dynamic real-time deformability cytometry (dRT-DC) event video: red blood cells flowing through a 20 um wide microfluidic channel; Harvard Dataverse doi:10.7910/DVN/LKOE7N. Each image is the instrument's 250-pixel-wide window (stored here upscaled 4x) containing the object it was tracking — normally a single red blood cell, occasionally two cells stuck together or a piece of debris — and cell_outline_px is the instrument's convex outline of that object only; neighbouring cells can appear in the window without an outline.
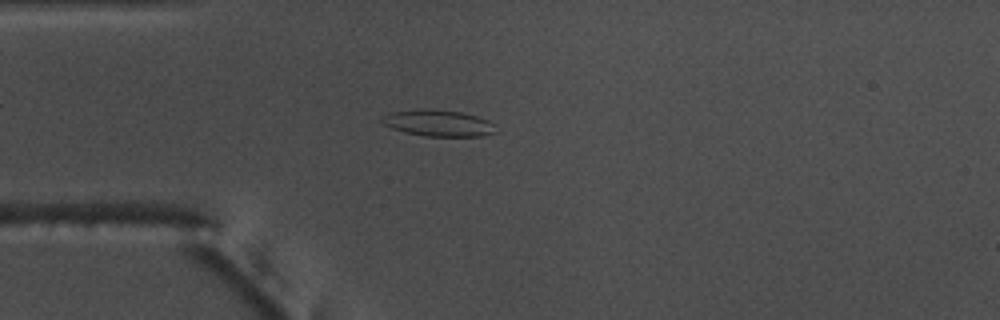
{"species": "common noctule bat (a hibernating species)", "species_latin": "Nyctalus noctula", "temperature_condition": "warm", "stored_images_in_passage": 54, "camera_frame_rate_fps": 3000, "um_per_image_px": 0.085, "animal": {"sex": "male", "body_mass_g": 17.5, "forearm_length_mm": 52.3}, "frame": {"image": 1, "passage_image": 14, "time_ms": 4.333, "image_size_px": [1000, 320], "cell_outline_px": [[496, 132], [480, 136], [424, 136], [404, 132], [392, 128], [384, 124], [380, 120], [384, 116], [392, 112], [460, 112], [476, 116], [488, 120], [492, 124]], "centroid_in_image_um": [37.3, 10.53], "position_along_channel_um": 47.7, "area_um2": 16.3}}
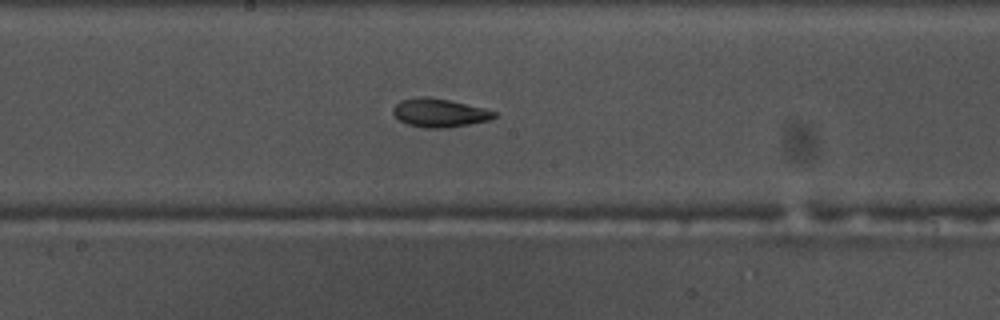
{"frame": {"image": 2, "passage_image": 28, "time_ms": 9.0, "image_size_px": [1000, 320], "cell_outline_px": [[496, 116], [492, 120], [444, 128], [424, 128], [408, 124], [400, 120], [392, 112], [392, 108], [400, 100], [420, 96], [428, 96], [448, 100], [484, 108], [496, 112]], "centroid_in_image_um": [37.34, 9.58], "position_along_channel_um": 210.9, "area_um2": 16.76}}
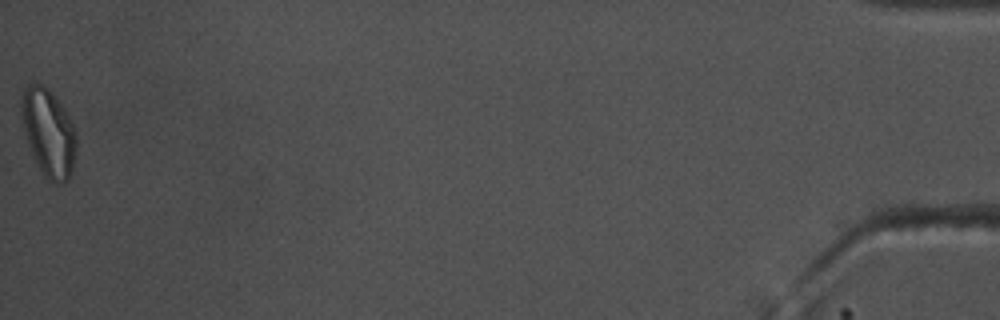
{"frame": {"image": 3, "passage_image": 54, "time_ms": 17.667, "image_size_px": [1000, 320], "cell_outline_px": [[76, 152], [72, 172], [68, 180], [56, 184], [48, 180], [44, 176], [28, 144], [20, 112], [20, 104], [24, 88], [28, 84], [40, 84], [48, 88], [52, 92], [64, 108], [76, 132]], "centroid_in_image_um": [4.13, 11.27], "position_along_channel_um": 431.1, "area_um2": 27.92}, "authors_computed_cell_mechanics": {"area_um2": 17.6868, "velocity_mm_per_s": 3.7511, "shape_relaxation_time_tau1_ms": 10.6858, "shape_relaxation_time_tau2_ms": 4.4112, "deformation_change_tau1": 0.2333, "deformation_change_tau2": 0.1122}}